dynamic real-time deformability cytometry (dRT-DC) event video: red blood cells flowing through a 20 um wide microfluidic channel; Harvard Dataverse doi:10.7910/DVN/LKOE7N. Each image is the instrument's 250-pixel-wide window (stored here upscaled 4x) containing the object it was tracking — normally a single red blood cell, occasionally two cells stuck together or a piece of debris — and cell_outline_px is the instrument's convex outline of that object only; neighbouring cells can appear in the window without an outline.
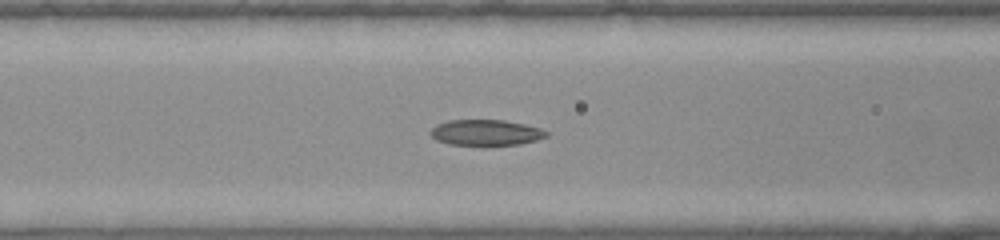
{"species": "common noctule bat (a hibernating species)", "species_latin": "Nyctalus noctula", "temperature_condition": "warm", "stored_images_in_passage": 32, "camera_frame_rate_fps": 3000, "um_per_image_px": 0.085, "animal": {"sex": "female", "body_mass_g": 22.0, "forearm_length_mm": 56.7}, "frame": {"image": 1, "passage_image": 7, "time_ms": 2.0, "image_size_px": [1000, 240], "cell_outline_px": [[548, 136], [536, 140], [520, 144], [448, 144], [436, 140], [428, 132], [436, 124], [448, 120], [504, 120], [524, 124], [540, 128], [548, 132]], "centroid_in_image_um": [41.28, 11.25], "position_along_channel_um": 125.3, "area_um2": 17.22}}
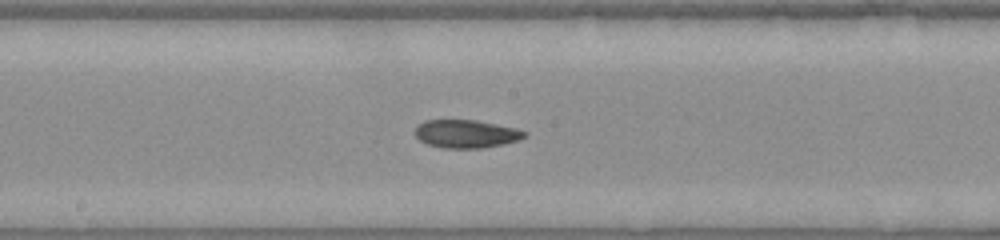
{"frame": {"image": 2, "passage_image": 12, "time_ms": 3.667, "image_size_px": [1000, 240], "cell_outline_px": [[528, 132], [524, 136], [516, 140], [504, 144], [480, 148], [444, 148], [428, 144], [420, 140], [416, 136], [416, 128], [424, 120], [476, 120], [516, 128]], "centroid_in_image_um": [39.62, 11.37], "position_along_channel_um": 208.6, "area_um2": 17.69}}
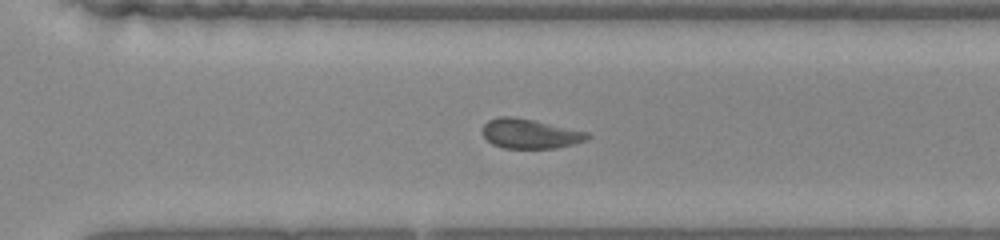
{"frame": {"image": 3, "passage_image": 19, "time_ms": 6.0, "image_size_px": [1000, 240], "cell_outline_px": [[592, 136], [588, 140], [556, 148], [504, 148], [492, 144], [484, 136], [484, 124], [488, 120], [500, 116], [512, 116], [532, 120], [588, 132]], "centroid_in_image_um": [45.07, 11.37], "position_along_channel_um": 325.5, "area_um2": 17.92}}